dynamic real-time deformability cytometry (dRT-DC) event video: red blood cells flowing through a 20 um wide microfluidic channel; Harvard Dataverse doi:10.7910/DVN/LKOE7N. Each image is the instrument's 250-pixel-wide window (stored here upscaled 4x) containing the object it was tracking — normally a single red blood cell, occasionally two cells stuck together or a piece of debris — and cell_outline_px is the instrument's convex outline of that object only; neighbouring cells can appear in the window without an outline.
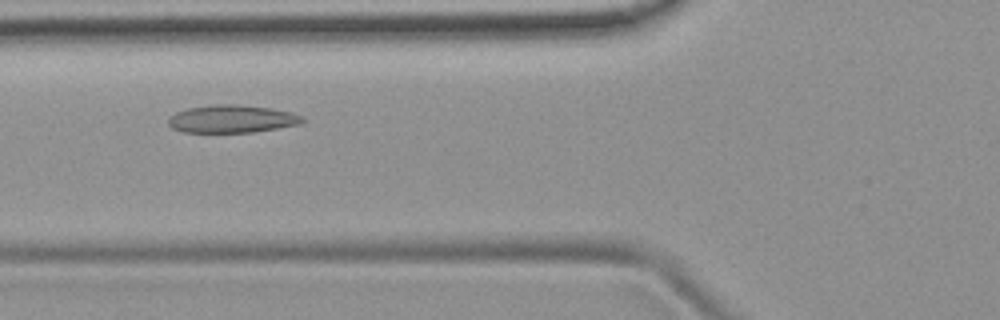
{"species": "common noctule bat (a hibernating species)", "species_latin": "Nyctalus noctula", "temperature_condition": "room temperature", "stored_images_in_passage": 37, "camera_frame_rate_fps": 3000, "um_per_image_px": 0.085, "animal": {"sex": "female", "body_mass_g": 19.9}, "frame": {"image": 1, "passage_image": 5, "time_ms": 1.333, "image_size_px": [1000, 320], "cell_outline_px": [[304, 120], [300, 124], [252, 132], [184, 132], [172, 128], [168, 124], [168, 116], [176, 112], [188, 108], [212, 104], [236, 104], [272, 108], [304, 116]], "centroid_in_image_um": [19.68, 10.1], "position_along_channel_um": 106.1, "area_um2": 21.68}}
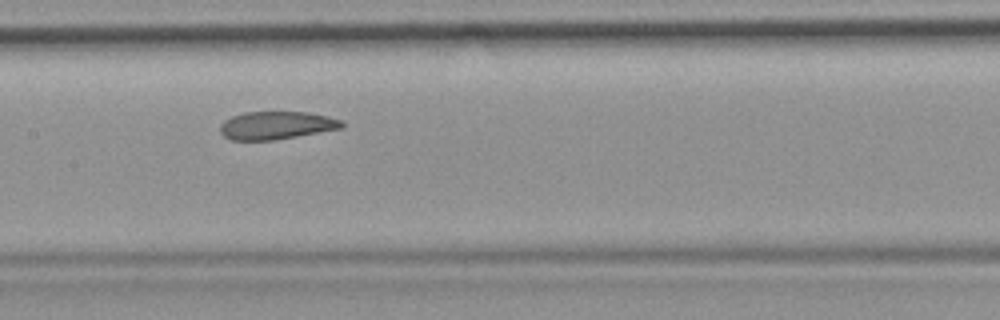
{"frame": {"image": 2, "passage_image": 11, "time_ms": 3.333, "image_size_px": [1000, 320], "cell_outline_px": [[344, 128], [272, 140], [232, 140], [224, 136], [220, 132], [220, 124], [224, 120], [232, 116], [244, 112], [308, 112], [328, 116], [344, 120]], "centroid_in_image_um": [23.51, 10.65], "position_along_channel_um": 183.9, "area_um2": 19.88}}
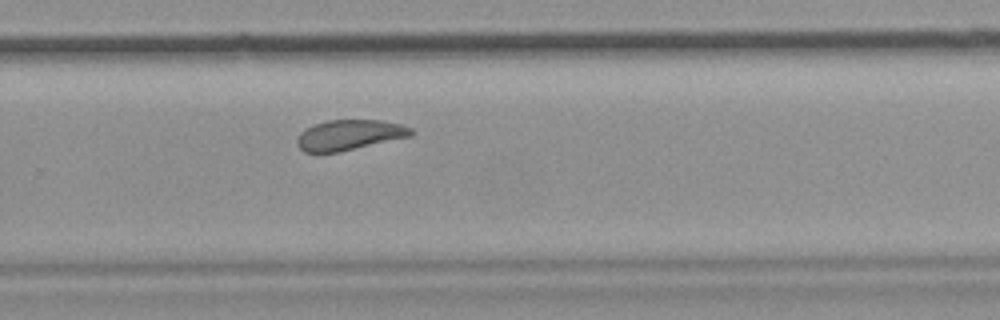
{"frame": {"image": 3, "passage_image": 20, "time_ms": 6.333, "image_size_px": [1000, 320], "cell_outline_px": [[416, 132], [412, 136], [340, 152], [304, 152], [296, 144], [296, 140], [300, 132], [304, 128], [312, 124], [328, 120], [380, 120], [400, 124], [412, 128]], "centroid_in_image_um": [29.69, 11.47], "position_along_channel_um": 300.1, "area_um2": 20.4}, "authors_computed_cell_mechanics": {"area_um2": 21.386, "velocity_mm_per_s": 3.8902, "shape_relaxation_time_tau1_ms": 5.1202, "shape_relaxation_time_tau2_ms": 2.0043, "deformation_change_tau1": 0.1119, "deformation_change_tau2": 0.0651}}